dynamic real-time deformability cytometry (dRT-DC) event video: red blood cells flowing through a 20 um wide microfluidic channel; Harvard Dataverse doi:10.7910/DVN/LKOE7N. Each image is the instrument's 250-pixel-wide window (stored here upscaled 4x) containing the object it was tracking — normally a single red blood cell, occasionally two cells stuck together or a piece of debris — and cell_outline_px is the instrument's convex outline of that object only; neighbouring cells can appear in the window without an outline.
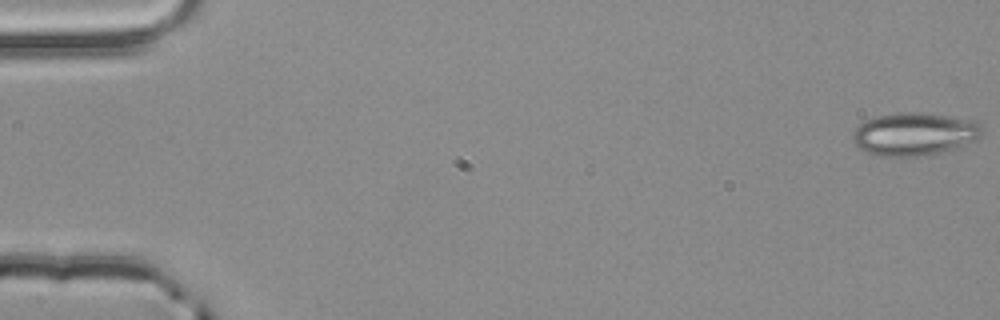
{"species": "common noctule bat (a hibernating species)", "species_latin": "Nyctalus noctula", "temperature_condition": "room temperature", "stored_images_in_passage": 55, "camera_frame_rate_fps": 3000, "um_per_image_px": 0.085, "animal": {"sex": "male", "body_mass_g": 20.4}, "frame": {"image": 1, "passage_image": 1, "time_ms": 0.0, "image_size_px": [1000, 320], "cell_outline_px": [[980, 136], [976, 140], [952, 148], [924, 156], [880, 156], [868, 152], [860, 148], [852, 140], [852, 136], [856, 128], [860, 124], [876, 116], [900, 112], [916, 112], [976, 120], [980, 124]], "centroid_in_image_um": [77.7, 11.39], "position_along_channel_um": 7.3, "area_um2": 31.79}}
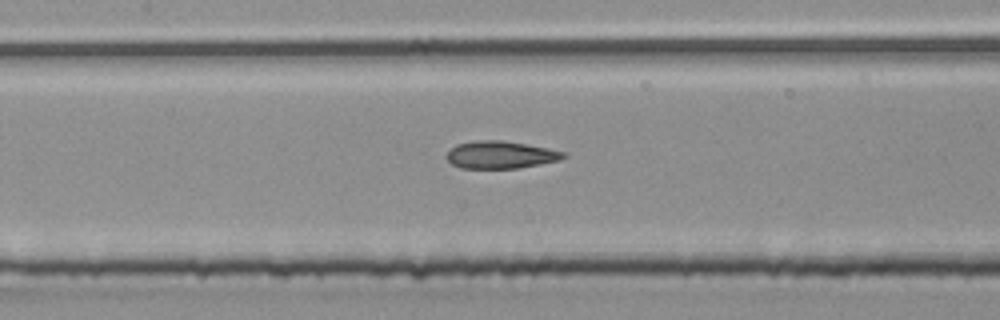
{"frame": {"image": 2, "passage_image": 26, "time_ms": 8.333, "image_size_px": [1000, 320], "cell_outline_px": [[568, 156], [560, 160], [540, 164], [516, 168], [460, 168], [452, 164], [448, 160], [448, 152], [456, 144], [476, 140], [504, 140], [548, 148], [568, 152]], "centroid_in_image_um": [42.6, 13.15], "position_along_channel_um": 164.8, "area_um2": 18.73}}
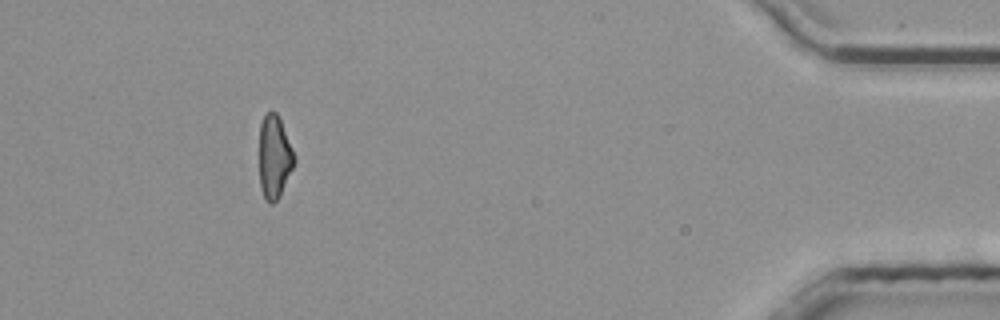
{"frame": {"image": 3, "passage_image": 50, "time_ms": 16.333, "image_size_px": [1000, 320], "cell_outline_px": [[296, 160], [280, 196], [272, 204], [268, 204], [264, 200], [260, 188], [260, 124], [264, 116], [268, 112], [276, 112], [280, 120], [296, 156]], "centroid_in_image_um": [23.32, 13.39], "position_along_channel_um": 411.9, "area_um2": 16.94}, "authors_computed_cell_mechanics": {"area_um2": 18.7272, "velocity_mm_per_s": 3.8849, "shape_relaxation_time_tau1_ms": null, "shape_relaxation_time_tau2_ms": 2.3183, "deformation_change_tau1": null, "deformation_change_tau2": 0.1197}}